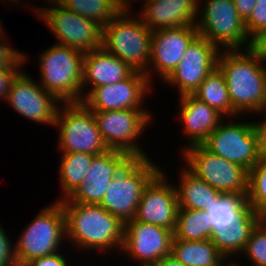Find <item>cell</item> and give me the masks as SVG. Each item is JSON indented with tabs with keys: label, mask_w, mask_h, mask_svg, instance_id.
I'll return each mask as SVG.
<instances>
[{
	"label": "cell",
	"mask_w": 266,
	"mask_h": 266,
	"mask_svg": "<svg viewBox=\"0 0 266 266\" xmlns=\"http://www.w3.org/2000/svg\"><path fill=\"white\" fill-rule=\"evenodd\" d=\"M21 68L0 69V98L6 100L13 80L21 72Z\"/></svg>",
	"instance_id": "e575fe53"
},
{
	"label": "cell",
	"mask_w": 266,
	"mask_h": 266,
	"mask_svg": "<svg viewBox=\"0 0 266 266\" xmlns=\"http://www.w3.org/2000/svg\"><path fill=\"white\" fill-rule=\"evenodd\" d=\"M152 31L142 19L121 12L102 28V47L128 64L134 71L143 72L151 82L149 59Z\"/></svg>",
	"instance_id": "277c9868"
},
{
	"label": "cell",
	"mask_w": 266,
	"mask_h": 266,
	"mask_svg": "<svg viewBox=\"0 0 266 266\" xmlns=\"http://www.w3.org/2000/svg\"><path fill=\"white\" fill-rule=\"evenodd\" d=\"M12 3H13V1L15 2L14 4H16L17 3V1L20 3V1L19 0H10Z\"/></svg>",
	"instance_id": "bcb514c9"
},
{
	"label": "cell",
	"mask_w": 266,
	"mask_h": 266,
	"mask_svg": "<svg viewBox=\"0 0 266 266\" xmlns=\"http://www.w3.org/2000/svg\"><path fill=\"white\" fill-rule=\"evenodd\" d=\"M198 35L195 25L152 31L149 68L152 66L154 72L164 81L183 59L187 48Z\"/></svg>",
	"instance_id": "ffe728a7"
},
{
	"label": "cell",
	"mask_w": 266,
	"mask_h": 266,
	"mask_svg": "<svg viewBox=\"0 0 266 266\" xmlns=\"http://www.w3.org/2000/svg\"><path fill=\"white\" fill-rule=\"evenodd\" d=\"M0 266H18L15 255V246L0 224Z\"/></svg>",
	"instance_id": "836d02e7"
},
{
	"label": "cell",
	"mask_w": 266,
	"mask_h": 266,
	"mask_svg": "<svg viewBox=\"0 0 266 266\" xmlns=\"http://www.w3.org/2000/svg\"><path fill=\"white\" fill-rule=\"evenodd\" d=\"M59 0H47L48 3L50 2H58Z\"/></svg>",
	"instance_id": "f6af8a7d"
},
{
	"label": "cell",
	"mask_w": 266,
	"mask_h": 266,
	"mask_svg": "<svg viewBox=\"0 0 266 266\" xmlns=\"http://www.w3.org/2000/svg\"><path fill=\"white\" fill-rule=\"evenodd\" d=\"M205 211L212 231L210 240L218 251L225 258L243 254L252 230L261 221L247 194L220 193Z\"/></svg>",
	"instance_id": "7a4b0ae2"
},
{
	"label": "cell",
	"mask_w": 266,
	"mask_h": 266,
	"mask_svg": "<svg viewBox=\"0 0 266 266\" xmlns=\"http://www.w3.org/2000/svg\"><path fill=\"white\" fill-rule=\"evenodd\" d=\"M5 101L30 121L51 126H54L58 109L62 104L54 95L22 71L13 80Z\"/></svg>",
	"instance_id": "2e32d148"
},
{
	"label": "cell",
	"mask_w": 266,
	"mask_h": 266,
	"mask_svg": "<svg viewBox=\"0 0 266 266\" xmlns=\"http://www.w3.org/2000/svg\"><path fill=\"white\" fill-rule=\"evenodd\" d=\"M153 266H185V265L170 254V255L164 256L161 260H159Z\"/></svg>",
	"instance_id": "ab89813d"
},
{
	"label": "cell",
	"mask_w": 266,
	"mask_h": 266,
	"mask_svg": "<svg viewBox=\"0 0 266 266\" xmlns=\"http://www.w3.org/2000/svg\"><path fill=\"white\" fill-rule=\"evenodd\" d=\"M2 25V23H1V20H0V37H5V33L3 32V26H1ZM4 35V36H3Z\"/></svg>",
	"instance_id": "ee69618b"
},
{
	"label": "cell",
	"mask_w": 266,
	"mask_h": 266,
	"mask_svg": "<svg viewBox=\"0 0 266 266\" xmlns=\"http://www.w3.org/2000/svg\"><path fill=\"white\" fill-rule=\"evenodd\" d=\"M66 219V238L82 250L122 249L124 226L101 205L60 200Z\"/></svg>",
	"instance_id": "3957f363"
},
{
	"label": "cell",
	"mask_w": 266,
	"mask_h": 266,
	"mask_svg": "<svg viewBox=\"0 0 266 266\" xmlns=\"http://www.w3.org/2000/svg\"><path fill=\"white\" fill-rule=\"evenodd\" d=\"M167 180L165 172L161 169L149 181L141 194L134 220L174 232L179 205L175 184Z\"/></svg>",
	"instance_id": "e0dca14e"
},
{
	"label": "cell",
	"mask_w": 266,
	"mask_h": 266,
	"mask_svg": "<svg viewBox=\"0 0 266 266\" xmlns=\"http://www.w3.org/2000/svg\"><path fill=\"white\" fill-rule=\"evenodd\" d=\"M202 145L212 154L238 164L249 171L259 160L258 135L253 122H224Z\"/></svg>",
	"instance_id": "4fadbf2b"
},
{
	"label": "cell",
	"mask_w": 266,
	"mask_h": 266,
	"mask_svg": "<svg viewBox=\"0 0 266 266\" xmlns=\"http://www.w3.org/2000/svg\"><path fill=\"white\" fill-rule=\"evenodd\" d=\"M227 258H224L221 262H220V266H241L240 264L238 265V263H233L232 261H230L231 263H227V264H224V260L226 261Z\"/></svg>",
	"instance_id": "b9f144b4"
},
{
	"label": "cell",
	"mask_w": 266,
	"mask_h": 266,
	"mask_svg": "<svg viewBox=\"0 0 266 266\" xmlns=\"http://www.w3.org/2000/svg\"><path fill=\"white\" fill-rule=\"evenodd\" d=\"M194 1H195L197 4H198V3H201V1H200V0H194Z\"/></svg>",
	"instance_id": "7dc6e473"
},
{
	"label": "cell",
	"mask_w": 266,
	"mask_h": 266,
	"mask_svg": "<svg viewBox=\"0 0 266 266\" xmlns=\"http://www.w3.org/2000/svg\"><path fill=\"white\" fill-rule=\"evenodd\" d=\"M140 18L150 31L195 25L199 19L194 0H148Z\"/></svg>",
	"instance_id": "44dd1931"
},
{
	"label": "cell",
	"mask_w": 266,
	"mask_h": 266,
	"mask_svg": "<svg viewBox=\"0 0 266 266\" xmlns=\"http://www.w3.org/2000/svg\"><path fill=\"white\" fill-rule=\"evenodd\" d=\"M26 266H68L66 258L56 252L44 257L35 258Z\"/></svg>",
	"instance_id": "d590c367"
},
{
	"label": "cell",
	"mask_w": 266,
	"mask_h": 266,
	"mask_svg": "<svg viewBox=\"0 0 266 266\" xmlns=\"http://www.w3.org/2000/svg\"><path fill=\"white\" fill-rule=\"evenodd\" d=\"M220 51L216 45L198 35L187 48L183 59L164 82L178 87L179 96L193 94L218 66Z\"/></svg>",
	"instance_id": "9a60e30c"
},
{
	"label": "cell",
	"mask_w": 266,
	"mask_h": 266,
	"mask_svg": "<svg viewBox=\"0 0 266 266\" xmlns=\"http://www.w3.org/2000/svg\"><path fill=\"white\" fill-rule=\"evenodd\" d=\"M202 2H204L202 7L200 3L197 4V14H200V19L195 24L199 35L219 49L223 47L224 50L242 49V47L248 49L251 40L233 0H202Z\"/></svg>",
	"instance_id": "9c48e42d"
},
{
	"label": "cell",
	"mask_w": 266,
	"mask_h": 266,
	"mask_svg": "<svg viewBox=\"0 0 266 266\" xmlns=\"http://www.w3.org/2000/svg\"><path fill=\"white\" fill-rule=\"evenodd\" d=\"M94 156L89 153H62L59 179L64 195L59 201L68 198L84 182Z\"/></svg>",
	"instance_id": "4316f807"
},
{
	"label": "cell",
	"mask_w": 266,
	"mask_h": 266,
	"mask_svg": "<svg viewBox=\"0 0 266 266\" xmlns=\"http://www.w3.org/2000/svg\"><path fill=\"white\" fill-rule=\"evenodd\" d=\"M222 51L218 67L224 74L233 110L240 116L246 112L261 114L266 109V63L249 48Z\"/></svg>",
	"instance_id": "6da1fadb"
},
{
	"label": "cell",
	"mask_w": 266,
	"mask_h": 266,
	"mask_svg": "<svg viewBox=\"0 0 266 266\" xmlns=\"http://www.w3.org/2000/svg\"><path fill=\"white\" fill-rule=\"evenodd\" d=\"M58 2L66 9L94 20L102 28L121 13L115 0H59Z\"/></svg>",
	"instance_id": "f1b7e54d"
},
{
	"label": "cell",
	"mask_w": 266,
	"mask_h": 266,
	"mask_svg": "<svg viewBox=\"0 0 266 266\" xmlns=\"http://www.w3.org/2000/svg\"><path fill=\"white\" fill-rule=\"evenodd\" d=\"M180 111L178 117L187 134V146L202 144L216 127L224 120L223 115L192 94L179 96Z\"/></svg>",
	"instance_id": "603a6c76"
},
{
	"label": "cell",
	"mask_w": 266,
	"mask_h": 266,
	"mask_svg": "<svg viewBox=\"0 0 266 266\" xmlns=\"http://www.w3.org/2000/svg\"><path fill=\"white\" fill-rule=\"evenodd\" d=\"M49 8L33 10L57 38L56 44L67 46L84 53L102 47V27L63 7L59 2H50Z\"/></svg>",
	"instance_id": "30bf717a"
},
{
	"label": "cell",
	"mask_w": 266,
	"mask_h": 266,
	"mask_svg": "<svg viewBox=\"0 0 266 266\" xmlns=\"http://www.w3.org/2000/svg\"><path fill=\"white\" fill-rule=\"evenodd\" d=\"M19 237L14 245L18 266L58 252L66 237V219L60 201L46 206Z\"/></svg>",
	"instance_id": "52a82bcc"
},
{
	"label": "cell",
	"mask_w": 266,
	"mask_h": 266,
	"mask_svg": "<svg viewBox=\"0 0 266 266\" xmlns=\"http://www.w3.org/2000/svg\"><path fill=\"white\" fill-rule=\"evenodd\" d=\"M220 114L239 116L232 108L223 72L217 66L192 94Z\"/></svg>",
	"instance_id": "484cf974"
},
{
	"label": "cell",
	"mask_w": 266,
	"mask_h": 266,
	"mask_svg": "<svg viewBox=\"0 0 266 266\" xmlns=\"http://www.w3.org/2000/svg\"><path fill=\"white\" fill-rule=\"evenodd\" d=\"M171 255L185 266H215L225 258L211 240L186 241L174 237Z\"/></svg>",
	"instance_id": "d4e9b609"
},
{
	"label": "cell",
	"mask_w": 266,
	"mask_h": 266,
	"mask_svg": "<svg viewBox=\"0 0 266 266\" xmlns=\"http://www.w3.org/2000/svg\"><path fill=\"white\" fill-rule=\"evenodd\" d=\"M243 253L252 266H266V224L260 221L252 230Z\"/></svg>",
	"instance_id": "4dcf8cb0"
},
{
	"label": "cell",
	"mask_w": 266,
	"mask_h": 266,
	"mask_svg": "<svg viewBox=\"0 0 266 266\" xmlns=\"http://www.w3.org/2000/svg\"><path fill=\"white\" fill-rule=\"evenodd\" d=\"M116 1V4L118 6V9L121 11V12H129L130 10H132L130 7H131V4L133 1H136V0H115ZM148 0H144V2H146ZM130 4V5H129Z\"/></svg>",
	"instance_id": "60d3db41"
},
{
	"label": "cell",
	"mask_w": 266,
	"mask_h": 266,
	"mask_svg": "<svg viewBox=\"0 0 266 266\" xmlns=\"http://www.w3.org/2000/svg\"><path fill=\"white\" fill-rule=\"evenodd\" d=\"M258 0H233L238 15L245 21L252 12Z\"/></svg>",
	"instance_id": "f35d334b"
},
{
	"label": "cell",
	"mask_w": 266,
	"mask_h": 266,
	"mask_svg": "<svg viewBox=\"0 0 266 266\" xmlns=\"http://www.w3.org/2000/svg\"><path fill=\"white\" fill-rule=\"evenodd\" d=\"M59 107L54 127L59 130V149L63 153L100 155L109 150L98 129L93 111L82 102Z\"/></svg>",
	"instance_id": "ba28073f"
},
{
	"label": "cell",
	"mask_w": 266,
	"mask_h": 266,
	"mask_svg": "<svg viewBox=\"0 0 266 266\" xmlns=\"http://www.w3.org/2000/svg\"><path fill=\"white\" fill-rule=\"evenodd\" d=\"M134 70L103 47L85 53L83 59L82 99L94 88L112 85L128 78ZM89 83V84H88ZM90 85L88 92H84ZM84 92V94H83Z\"/></svg>",
	"instance_id": "7402d4cb"
},
{
	"label": "cell",
	"mask_w": 266,
	"mask_h": 266,
	"mask_svg": "<svg viewBox=\"0 0 266 266\" xmlns=\"http://www.w3.org/2000/svg\"><path fill=\"white\" fill-rule=\"evenodd\" d=\"M266 113L264 109L261 113ZM254 126L258 135V147H259V158L266 160V119L259 122H254Z\"/></svg>",
	"instance_id": "74e56055"
},
{
	"label": "cell",
	"mask_w": 266,
	"mask_h": 266,
	"mask_svg": "<svg viewBox=\"0 0 266 266\" xmlns=\"http://www.w3.org/2000/svg\"><path fill=\"white\" fill-rule=\"evenodd\" d=\"M7 37H0V69L4 68H22L27 61L26 54L19 52L4 41ZM8 44V45H7Z\"/></svg>",
	"instance_id": "d6a6232c"
},
{
	"label": "cell",
	"mask_w": 266,
	"mask_h": 266,
	"mask_svg": "<svg viewBox=\"0 0 266 266\" xmlns=\"http://www.w3.org/2000/svg\"><path fill=\"white\" fill-rule=\"evenodd\" d=\"M93 114L102 139L109 149L129 152L134 158L148 157L137 142L152 122L149 111L124 109Z\"/></svg>",
	"instance_id": "7c38bea8"
},
{
	"label": "cell",
	"mask_w": 266,
	"mask_h": 266,
	"mask_svg": "<svg viewBox=\"0 0 266 266\" xmlns=\"http://www.w3.org/2000/svg\"><path fill=\"white\" fill-rule=\"evenodd\" d=\"M84 55L82 51L59 44L39 55L42 81L39 84L62 104L82 102Z\"/></svg>",
	"instance_id": "5b68a950"
},
{
	"label": "cell",
	"mask_w": 266,
	"mask_h": 266,
	"mask_svg": "<svg viewBox=\"0 0 266 266\" xmlns=\"http://www.w3.org/2000/svg\"><path fill=\"white\" fill-rule=\"evenodd\" d=\"M209 214L205 210L178 209L174 238L186 241L210 240Z\"/></svg>",
	"instance_id": "83f0119b"
},
{
	"label": "cell",
	"mask_w": 266,
	"mask_h": 266,
	"mask_svg": "<svg viewBox=\"0 0 266 266\" xmlns=\"http://www.w3.org/2000/svg\"><path fill=\"white\" fill-rule=\"evenodd\" d=\"M173 237L172 230L133 219L124 226L121 250L138 261L139 266H153L171 254Z\"/></svg>",
	"instance_id": "ac0fdd59"
},
{
	"label": "cell",
	"mask_w": 266,
	"mask_h": 266,
	"mask_svg": "<svg viewBox=\"0 0 266 266\" xmlns=\"http://www.w3.org/2000/svg\"><path fill=\"white\" fill-rule=\"evenodd\" d=\"M247 200L257 213L266 208V160H259L248 171Z\"/></svg>",
	"instance_id": "f546056e"
},
{
	"label": "cell",
	"mask_w": 266,
	"mask_h": 266,
	"mask_svg": "<svg viewBox=\"0 0 266 266\" xmlns=\"http://www.w3.org/2000/svg\"><path fill=\"white\" fill-rule=\"evenodd\" d=\"M249 49L266 62V29L261 30L251 39Z\"/></svg>",
	"instance_id": "8d00e7d4"
},
{
	"label": "cell",
	"mask_w": 266,
	"mask_h": 266,
	"mask_svg": "<svg viewBox=\"0 0 266 266\" xmlns=\"http://www.w3.org/2000/svg\"><path fill=\"white\" fill-rule=\"evenodd\" d=\"M261 222L266 224V208L260 213Z\"/></svg>",
	"instance_id": "7bdbcfd3"
},
{
	"label": "cell",
	"mask_w": 266,
	"mask_h": 266,
	"mask_svg": "<svg viewBox=\"0 0 266 266\" xmlns=\"http://www.w3.org/2000/svg\"><path fill=\"white\" fill-rule=\"evenodd\" d=\"M133 159L129 152L114 149L95 155L84 182L67 199L70 202L100 205L111 180Z\"/></svg>",
	"instance_id": "d6986e66"
},
{
	"label": "cell",
	"mask_w": 266,
	"mask_h": 266,
	"mask_svg": "<svg viewBox=\"0 0 266 266\" xmlns=\"http://www.w3.org/2000/svg\"><path fill=\"white\" fill-rule=\"evenodd\" d=\"M151 83L145 73L134 71L128 78L115 84L94 87L82 99V103L93 112L144 110L142 104L150 92Z\"/></svg>",
	"instance_id": "5bb4252c"
},
{
	"label": "cell",
	"mask_w": 266,
	"mask_h": 266,
	"mask_svg": "<svg viewBox=\"0 0 266 266\" xmlns=\"http://www.w3.org/2000/svg\"><path fill=\"white\" fill-rule=\"evenodd\" d=\"M244 26L250 40L261 30L266 29V0H258Z\"/></svg>",
	"instance_id": "1f68e13d"
},
{
	"label": "cell",
	"mask_w": 266,
	"mask_h": 266,
	"mask_svg": "<svg viewBox=\"0 0 266 266\" xmlns=\"http://www.w3.org/2000/svg\"><path fill=\"white\" fill-rule=\"evenodd\" d=\"M187 168L220 193L248 192V171L242 166L212 154L202 144L183 147Z\"/></svg>",
	"instance_id": "8fae6325"
},
{
	"label": "cell",
	"mask_w": 266,
	"mask_h": 266,
	"mask_svg": "<svg viewBox=\"0 0 266 266\" xmlns=\"http://www.w3.org/2000/svg\"><path fill=\"white\" fill-rule=\"evenodd\" d=\"M185 168V169H184ZM175 185L179 209L205 210L219 197L220 192L192 173L186 166Z\"/></svg>",
	"instance_id": "cb8c5ba5"
},
{
	"label": "cell",
	"mask_w": 266,
	"mask_h": 266,
	"mask_svg": "<svg viewBox=\"0 0 266 266\" xmlns=\"http://www.w3.org/2000/svg\"><path fill=\"white\" fill-rule=\"evenodd\" d=\"M149 158H134L111 180L100 203L123 224L134 219L143 189L161 170Z\"/></svg>",
	"instance_id": "8992f818"
}]
</instances>
